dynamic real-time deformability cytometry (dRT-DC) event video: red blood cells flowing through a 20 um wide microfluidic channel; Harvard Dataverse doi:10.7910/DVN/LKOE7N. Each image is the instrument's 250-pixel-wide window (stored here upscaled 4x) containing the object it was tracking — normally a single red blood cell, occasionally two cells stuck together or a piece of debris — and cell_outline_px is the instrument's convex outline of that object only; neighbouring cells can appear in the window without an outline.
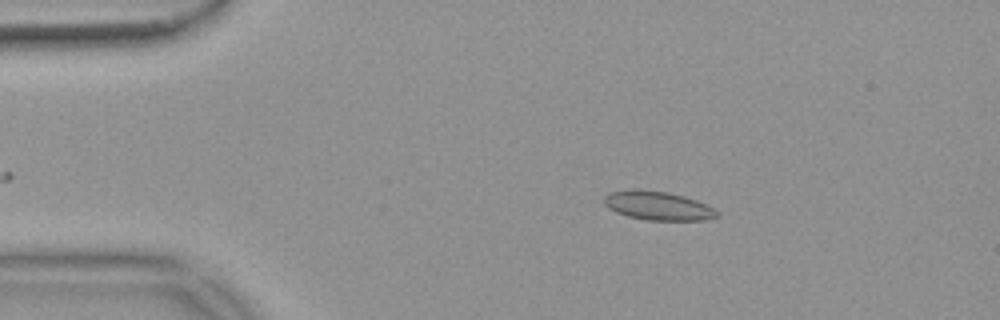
{"species": "common noctule bat (a hibernating species)", "species_latin": "Nyctalus noctula", "temperature_condition": "warm", "stored_images_in_passage": 42, "camera_frame_rate_fps": 3000, "um_per_image_px": 0.085, "animal": {"sex": "female", "body_mass_g": 18.4}, "frame": {"image": 1, "passage_image": 4, "time_ms": 1.0, "image_size_px": [1000, 320], "cell_outline_px": [[720, 216], [708, 220], [648, 220], [628, 216], [616, 212], [608, 208], [604, 204], [604, 196], [608, 192], [632, 188], [668, 192], [684, 196], [696, 200], [720, 212]], "centroid_in_image_um": [55.9, 17.48], "position_along_channel_um": 29.1, "area_um2": 19.13}}
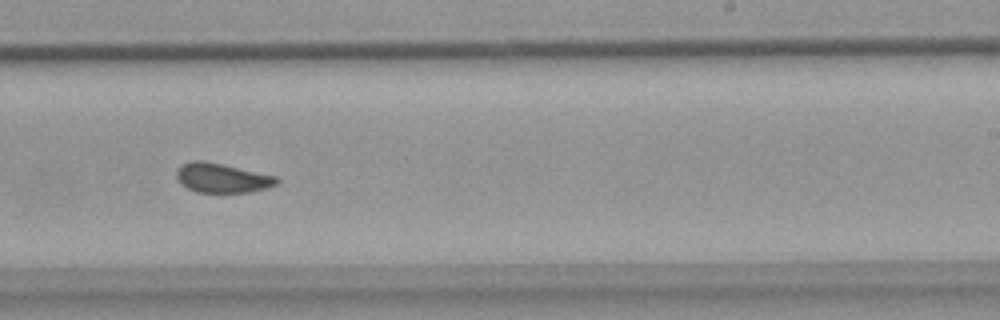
{"frame": {"image": 2, "passage_image": 28, "time_ms": 9.0, "image_size_px": [1000, 320], "cell_outline_px": [[280, 180], [276, 184], [264, 188], [248, 192], [196, 192], [180, 184], [176, 180], [176, 168], [180, 164], [192, 160], [204, 160], [224, 164], [276, 176]], "centroid_in_image_um": [18.8, 15.1], "position_along_channel_um": 270.2, "area_um2": 17.34}}
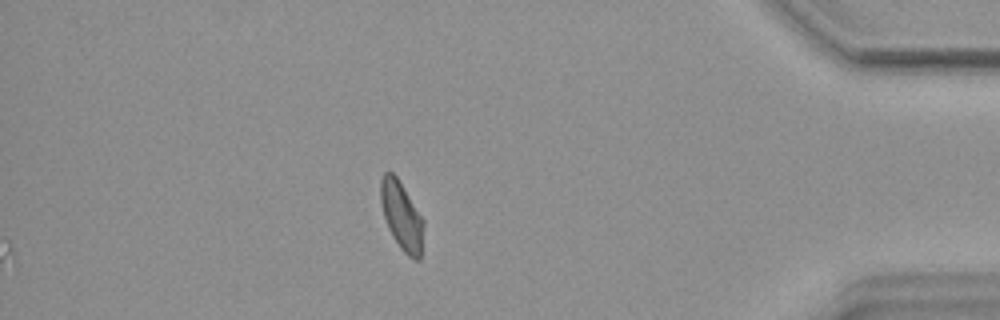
{"frame": {"image": 3, "passage_image": 42, "time_ms": 13.667, "image_size_px": [1000, 320], "cell_outline_px": [[424, 224], [420, 260], [416, 260], [408, 256], [400, 248], [392, 236], [388, 228], [380, 204], [380, 180], [384, 172], [392, 172], [396, 176], [424, 220]], "centroid_in_image_um": [34.12, 18.36], "position_along_channel_um": 401.1, "area_um2": 17.05}, "authors_computed_cell_mechanics": {"area_um2": 17.6001, "velocity_mm_per_s": 3.689, "shape_relaxation_time_tau1_ms": 7.0045, "shape_relaxation_time_tau2_ms": 0.6008, "deformation_change_tau1": 0.1293, "deformation_change_tau2": 0.0659}}